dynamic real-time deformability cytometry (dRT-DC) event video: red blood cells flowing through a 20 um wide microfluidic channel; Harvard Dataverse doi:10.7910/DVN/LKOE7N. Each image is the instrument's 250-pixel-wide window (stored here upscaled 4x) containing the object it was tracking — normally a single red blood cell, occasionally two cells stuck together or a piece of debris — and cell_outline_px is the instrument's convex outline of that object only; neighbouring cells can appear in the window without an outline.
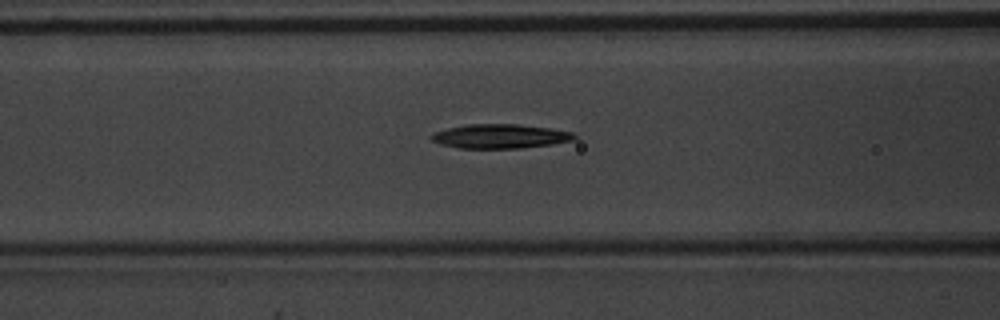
{"species": "common noctule bat (a hibernating species)", "species_latin": "Nyctalus noctula", "temperature_condition": "warm", "stored_images_in_passage": 46, "camera_frame_rate_fps": 3000, "um_per_image_px": 0.085, "animal": {"sex": "male", "body_mass_g": 20.1, "forearm_length_mm": 53.5}, "frame": {"image": 1, "passage_image": 16, "time_ms": 5.0, "image_size_px": [1000, 320], "cell_outline_px": [[576, 140], [552, 144], [520, 148], [460, 148], [440, 144], [432, 140], [428, 136], [436, 132], [448, 128], [468, 124], [516, 124], [548, 128], [572, 132], [576, 136]], "centroid_in_image_um": [42.51, 11.58], "position_along_channel_um": 124.1, "area_um2": 20.06}}
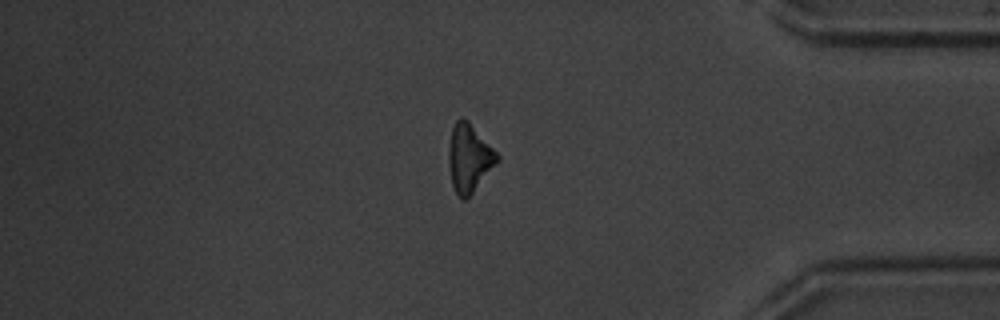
{"frame": {"image": 2, "passage_image": 38, "time_ms": 12.333, "image_size_px": [1000, 320], "cell_outline_px": [[500, 160], [472, 192], [464, 200], [456, 192], [452, 184], [448, 164], [448, 152], [452, 128], [456, 120], [460, 116], [468, 120], [500, 156]], "centroid_in_image_um": [39.87, 13.39], "position_along_channel_um": 395.3, "area_um2": 18.96}}
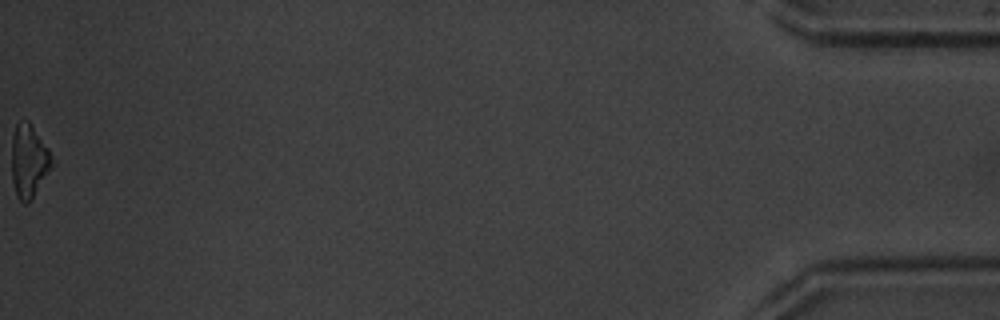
{"frame": {"image": 3, "passage_image": 46, "time_ms": 15.0, "image_size_px": [1000, 320], "cell_outline_px": [[56, 164], [32, 200], [28, 204], [24, 204], [16, 196], [12, 180], [12, 136], [16, 124], [28, 120], [48, 148]], "centroid_in_image_um": [2.49, 13.76], "position_along_channel_um": 432.7, "area_um2": 17.57}, "authors_computed_cell_mechanics": {"area_um2": 19.074, "velocity_mm_per_s": 4.0473, "shape_relaxation_time_tau1_ms": 3.3316, "shape_relaxation_time_tau2_ms": null, "deformation_change_tau1": 0.1713, "deformation_change_tau2": null}}